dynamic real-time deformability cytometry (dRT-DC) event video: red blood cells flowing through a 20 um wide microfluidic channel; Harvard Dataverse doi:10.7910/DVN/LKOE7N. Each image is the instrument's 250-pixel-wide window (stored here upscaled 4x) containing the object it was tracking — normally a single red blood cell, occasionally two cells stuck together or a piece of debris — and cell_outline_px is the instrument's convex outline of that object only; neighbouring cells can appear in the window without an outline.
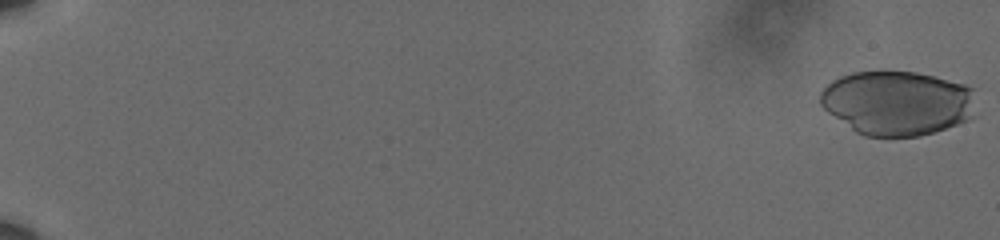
{"species": "human", "species_latin": "Homo sapiens", "temperature_condition": "cold", "stored_images_in_passage": 28, "camera_frame_rate_fps": 3000, "um_per_image_px": 0.085, "donor": {"sex": "male"}, "frame": {"image": 1, "passage_image": 1, "time_ms": 0.0, "image_size_px": [1000, 240], "cell_outline_px": [[976, 116], [968, 120], [920, 136], [864, 136], [856, 132], [828, 112], [820, 104], [820, 92], [832, 80], [840, 76], [852, 72], [916, 72], [964, 84], [972, 88]], "centroid_in_image_um": [76.27, 8.75], "position_along_channel_um": 8.7, "area_um2": 58.26}}
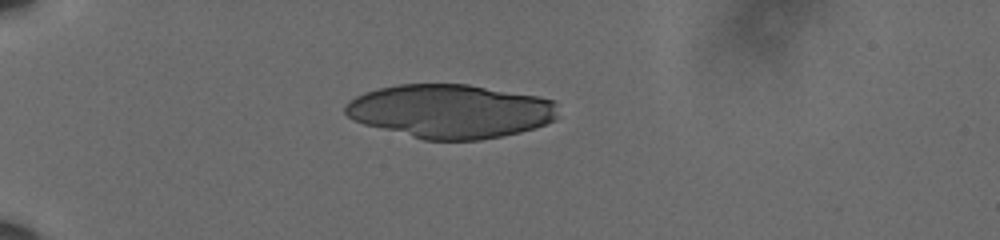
{"frame": {"image": 2, "passage_image": 17, "time_ms": 5.333, "image_size_px": [1000, 240], "cell_outline_px": [[556, 120], [536, 128], [520, 132], [480, 140], [424, 140], [364, 124], [352, 120], [344, 112], [344, 104], [348, 100], [364, 92], [380, 88], [400, 84], [468, 84], [540, 96], [556, 100]], "centroid_in_image_um": [38.29, 9.45], "position_along_channel_um": 46.7, "area_um2": 67.11}}